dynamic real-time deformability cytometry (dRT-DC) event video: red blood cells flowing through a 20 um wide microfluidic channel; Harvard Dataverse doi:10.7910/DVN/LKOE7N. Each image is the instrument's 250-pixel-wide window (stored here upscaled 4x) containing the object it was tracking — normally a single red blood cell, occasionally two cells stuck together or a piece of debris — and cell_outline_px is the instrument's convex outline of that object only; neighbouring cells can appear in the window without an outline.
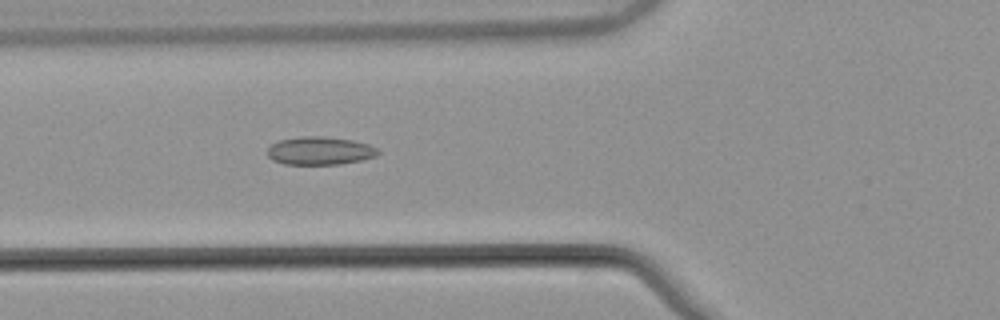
{"species": "common noctule bat (a hibernating species)", "species_latin": "Nyctalus noctula", "temperature_condition": "warm", "stored_images_in_passage": 53, "camera_frame_rate_fps": 3000, "um_per_image_px": 0.085, "animal": {"sex": "male", "body_mass_g": 21.5, "forearm_length_mm": 52.0}, "frame": {"image": 1, "passage_image": 20, "time_ms": 6.333, "image_size_px": [1000, 320], "cell_outline_px": [[380, 152], [376, 156], [364, 160], [340, 164], [284, 164], [272, 160], [268, 156], [268, 148], [272, 144], [280, 140], [300, 136], [324, 136], [352, 140], [368, 144], [380, 148]], "centroid_in_image_um": [27.23, 12.81], "position_along_channel_um": 98.6, "area_um2": 18.26}}
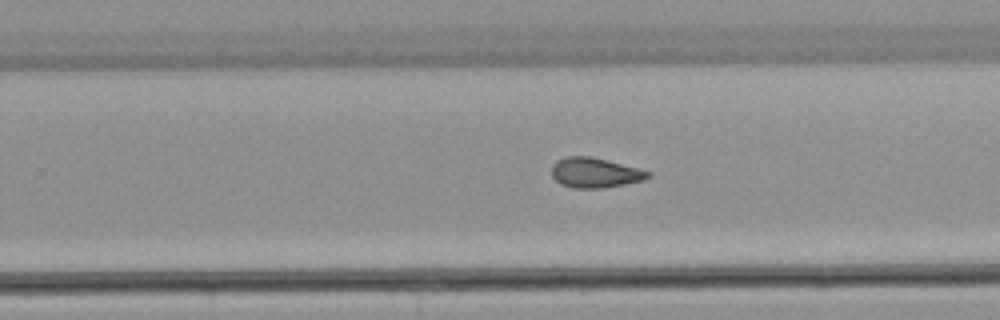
{"frame": {"image": 2, "passage_image": 34, "time_ms": 11.0, "image_size_px": [1000, 320], "cell_outline_px": [[652, 176], [644, 180], [604, 188], [572, 188], [560, 184], [552, 176], [552, 164], [556, 160], [564, 156], [588, 156], [652, 172]], "centroid_in_image_um": [50.54, 14.69], "position_along_channel_um": 279.3, "area_um2": 16.76}}
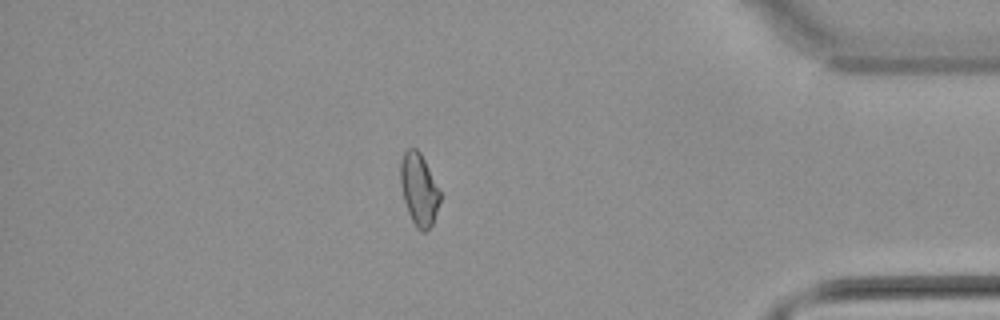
{"frame": {"image": 3, "passage_image": 46, "time_ms": 15.0, "image_size_px": [1000, 320], "cell_outline_px": [[440, 200], [432, 224], [424, 232], [420, 232], [416, 228], [408, 212], [404, 200], [400, 184], [400, 160], [404, 152], [408, 148], [416, 148], [420, 152], [440, 192]], "centroid_in_image_um": [35.58, 16.1], "position_along_channel_um": 399.6, "area_um2": 16.42}, "authors_computed_cell_mechanics": {"area_um2": 17.5134, "velocity_mm_per_s": 3.8645, "shape_relaxation_time_tau1_ms": null, "shape_relaxation_time_tau2_ms": 2.9941, "deformation_change_tau1": null, "deformation_change_tau2": 0.0914}}